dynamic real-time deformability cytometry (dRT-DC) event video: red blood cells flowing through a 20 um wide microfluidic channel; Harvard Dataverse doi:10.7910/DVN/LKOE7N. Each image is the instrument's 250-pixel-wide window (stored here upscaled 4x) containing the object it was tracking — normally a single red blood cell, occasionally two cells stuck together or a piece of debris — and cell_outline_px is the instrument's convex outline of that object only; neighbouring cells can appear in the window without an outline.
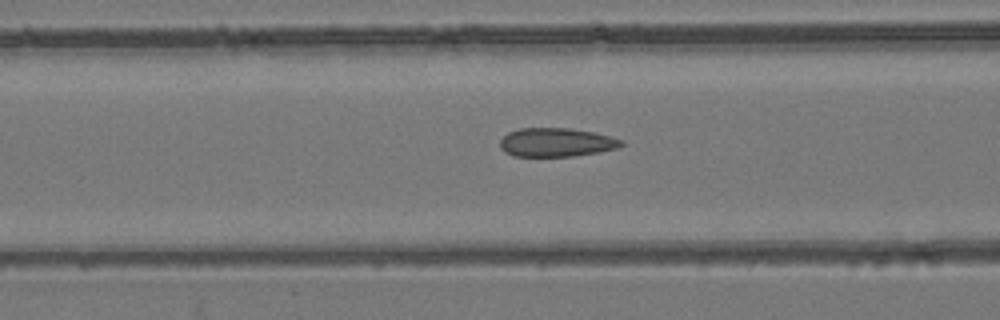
{"species": "common noctule bat (a hibernating species)", "species_latin": "Nyctalus noctula", "temperature_condition": "room temperature", "stored_images_in_passage": 39, "camera_frame_rate_fps": 3000, "um_per_image_px": 0.085, "animal": {"sex": "female", "body_mass_g": 24.6, "forearm_length_mm": 56.2}, "frame": {"image": 1, "passage_image": 7, "time_ms": 2.0, "image_size_px": [1000, 320], "cell_outline_px": [[624, 144], [620, 148], [600, 152], [572, 156], [512, 156], [504, 152], [500, 148], [500, 140], [508, 132], [520, 128], [568, 128], [592, 132], [612, 136], [624, 140]], "centroid_in_image_um": [47.31, 12.1], "position_along_channel_um": 119.3, "area_um2": 20.52}}
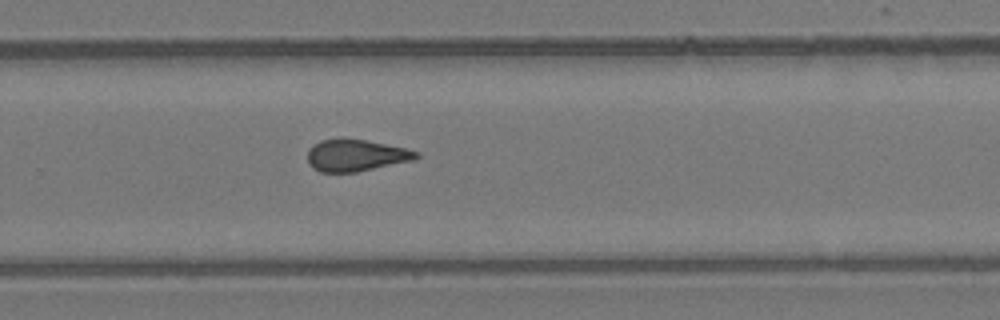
{"frame": {"image": 2, "passage_image": 21, "time_ms": 6.667, "image_size_px": [1000, 320], "cell_outline_px": [[420, 156], [412, 160], [356, 172], [320, 172], [312, 168], [308, 164], [308, 148], [312, 144], [320, 140], [364, 140], [404, 148], [420, 152]], "centroid_in_image_um": [30.21, 13.22], "position_along_channel_um": 299.6, "area_um2": 19.77}}
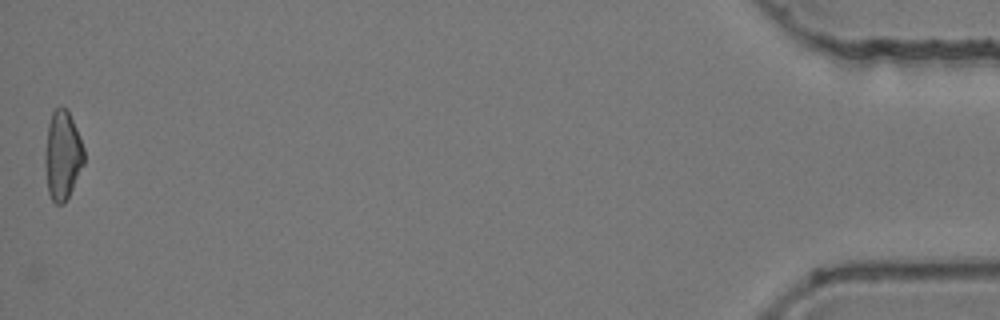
{"frame": {"image": 3, "passage_image": 39, "time_ms": 12.667, "image_size_px": [1000, 320], "cell_outline_px": [[84, 164], [64, 204], [56, 204], [52, 200], [48, 192], [44, 164], [44, 156], [48, 124], [52, 112], [60, 104], [68, 108], [84, 148]], "centroid_in_image_um": [5.3, 13.16], "position_along_channel_um": 429.9, "area_um2": 20.4}, "authors_computed_cell_mechanics": {"area_um2": 20.4612, "velocity_mm_per_s": 3.866, "shape_relaxation_time_tau1_ms": null, "shape_relaxation_time_tau2_ms": 1.3185, "deformation_change_tau1": null, "deformation_change_tau2": 0.0675}}